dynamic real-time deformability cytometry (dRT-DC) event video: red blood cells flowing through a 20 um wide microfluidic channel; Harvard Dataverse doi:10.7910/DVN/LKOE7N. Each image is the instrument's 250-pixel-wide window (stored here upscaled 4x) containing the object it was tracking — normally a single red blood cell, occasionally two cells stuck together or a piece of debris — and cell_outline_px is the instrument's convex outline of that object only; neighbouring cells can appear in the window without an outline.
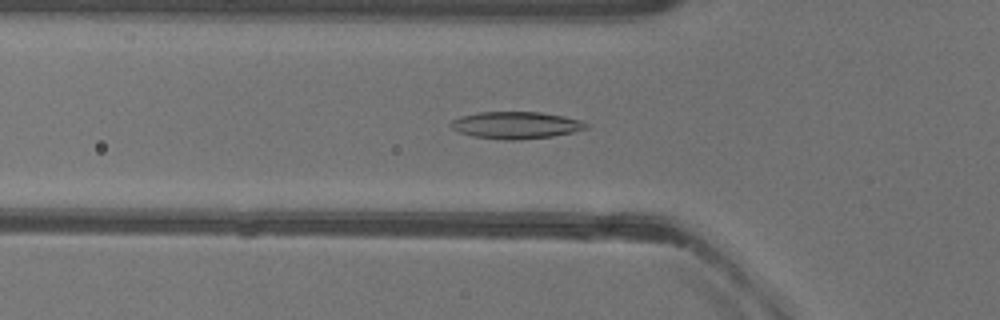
{"species": "common noctule bat (a hibernating species)", "species_latin": "Nyctalus noctula", "temperature_condition": "warm", "stored_images_in_passage": 40, "camera_frame_rate_fps": 3000, "um_per_image_px": 0.085, "animal": {"sex": "female"}, "frame": {"image": 1, "passage_image": 16, "time_ms": 5.0, "image_size_px": [1000, 320], "cell_outline_px": [[588, 128], [572, 132], [552, 136], [516, 140], [504, 140], [472, 136], [460, 132], [452, 128], [448, 124], [452, 120], [460, 116], [480, 112], [540, 112], [564, 116], [580, 120], [588, 124]], "centroid_in_image_um": [43.83, 10.64], "position_along_channel_um": 82.0, "area_um2": 21.27}}
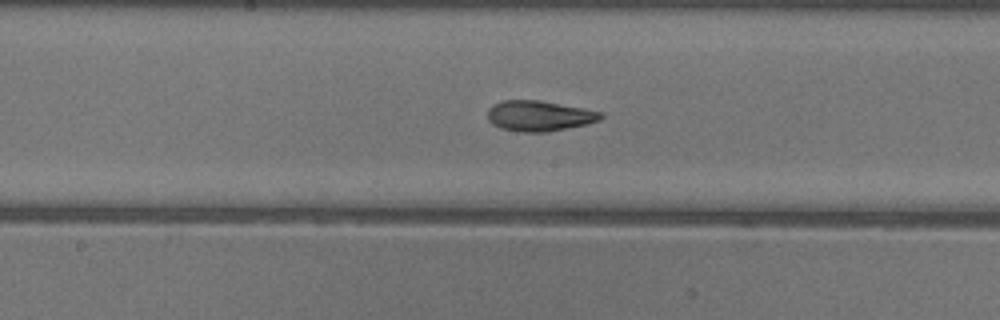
{"frame": {"image": 2, "passage_image": 25, "time_ms": 8.0, "image_size_px": [1000, 320], "cell_outline_px": [[604, 116], [600, 120], [584, 124], [544, 132], [524, 132], [500, 128], [492, 124], [488, 120], [488, 108], [492, 104], [504, 100], [540, 100], [584, 108], [604, 112]], "centroid_in_image_um": [45.82, 9.83], "position_along_channel_um": 202.4, "area_um2": 20.06}}
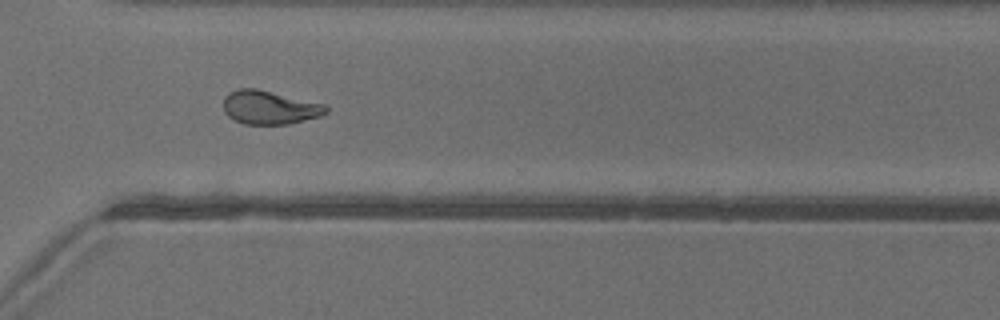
{"frame": {"image": 3, "passage_image": 36, "time_ms": 11.667, "image_size_px": [1000, 320], "cell_outline_px": [[328, 112], [320, 116], [288, 124], [244, 124], [228, 116], [224, 112], [224, 96], [228, 92], [236, 88], [256, 88], [324, 104], [328, 108]], "centroid_in_image_um": [22.88, 9.12], "position_along_channel_um": 347.7, "area_um2": 20.06}, "authors_computed_cell_mechanics": {"area_um2": 20.0277, "velocity_mm_per_s": 3.976, "shape_relaxation_time_tau1_ms": 8.7966, "shape_relaxation_time_tau2_ms": 1.8935, "deformation_change_tau1": 0.2594, "deformation_change_tau2": 0.0816}}